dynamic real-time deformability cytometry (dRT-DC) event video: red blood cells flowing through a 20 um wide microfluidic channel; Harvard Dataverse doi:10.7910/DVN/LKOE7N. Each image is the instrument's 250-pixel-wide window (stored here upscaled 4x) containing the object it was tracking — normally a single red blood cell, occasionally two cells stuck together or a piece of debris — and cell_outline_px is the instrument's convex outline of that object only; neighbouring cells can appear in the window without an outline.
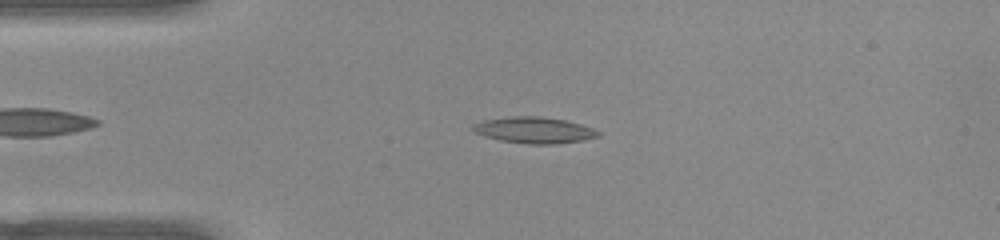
{"species": "common noctule bat (a hibernating species)", "species_latin": "Nyctalus noctula", "temperature_condition": "warm", "stored_images_in_passage": 52, "camera_frame_rate_fps": 3000, "um_per_image_px": 0.085, "animal": {"sex": "female", "body_mass_g": 22.0, "forearm_length_mm": 56.7}, "frame": {"image": 1, "passage_image": 12, "time_ms": 3.667, "image_size_px": [1000, 240], "cell_outline_px": [[600, 136], [584, 140], [552, 144], [528, 144], [500, 140], [484, 136], [476, 132], [472, 128], [472, 124], [484, 120], [512, 116], [540, 116], [564, 120], [580, 124], [592, 128], [600, 132]], "centroid_in_image_um": [45.41, 11.06], "position_along_channel_um": 39.6, "area_um2": 19.02}}
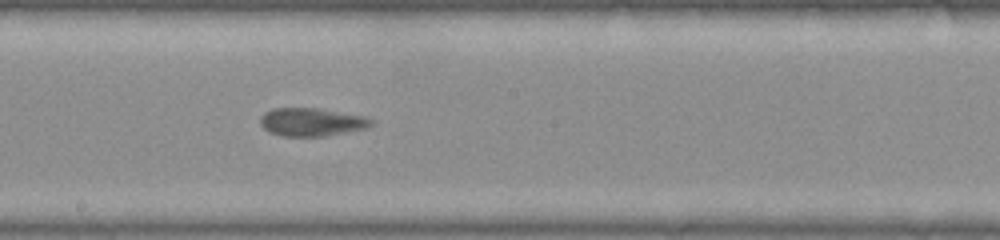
{"frame": {"image": 2, "passage_image": 28, "time_ms": 9.0, "image_size_px": [1000, 240], "cell_outline_px": [[376, 120], [368, 128], [324, 136], [284, 136], [268, 132], [260, 124], [260, 116], [264, 112], [272, 108], [316, 108], [364, 116]], "centroid_in_image_um": [26.48, 10.37], "position_along_channel_um": 221.7, "area_um2": 18.26}}
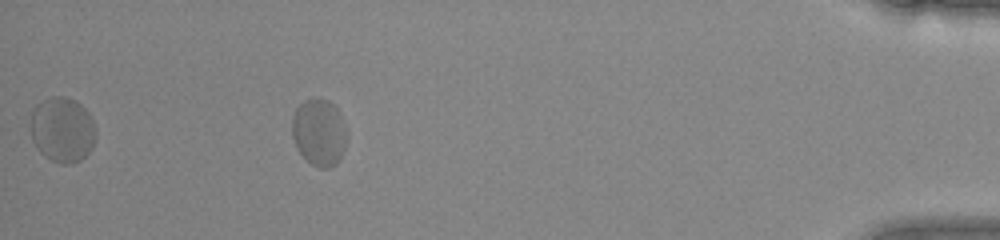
{"frame": {"image": 3, "passage_image": 47, "time_ms": 15.333, "image_size_px": [1000, 240], "cell_outline_px": [[344, 148], [340, 160], [336, 164], [328, 168], [320, 168], [312, 164], [296, 148], [292, 136], [292, 116], [296, 108], [304, 100], [316, 96], [328, 100], [340, 112], [344, 128]], "centroid_in_image_um": [27.09, 11.22], "position_along_channel_um": 408.1, "area_um2": 21.27}, "authors_computed_cell_mechanics": {"area_um2": 18.9295, "velocity_mm_per_s": 3.8748, "shape_relaxation_time_tau1_ms": 3.9296, "shape_relaxation_time_tau2_ms": 1.2033, "deformation_change_tau1": 0.0883, "deformation_change_tau2": 0.072}}